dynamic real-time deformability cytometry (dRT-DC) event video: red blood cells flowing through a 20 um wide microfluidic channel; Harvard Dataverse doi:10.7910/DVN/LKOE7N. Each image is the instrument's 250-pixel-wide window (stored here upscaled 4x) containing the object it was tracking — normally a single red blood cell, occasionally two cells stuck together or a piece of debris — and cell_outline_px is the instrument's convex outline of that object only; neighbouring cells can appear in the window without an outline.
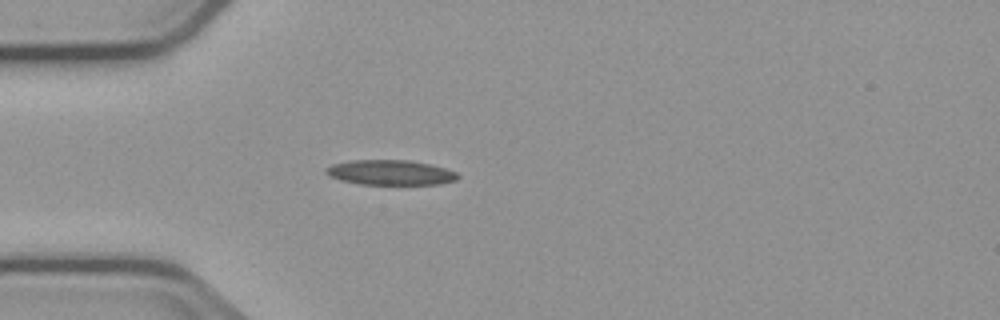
{"species": "common noctule bat (a hibernating species)", "species_latin": "Nyctalus noctula", "temperature_condition": "cold", "stored_images_in_passage": 1, "camera_frame_rate_fps": 3000, "um_per_image_px": 0.085, "animal": {"sex": "male", "body_mass_g": 23.1, "forearm_length_mm": 52.7}, "frame": {"image": 1, "passage_image": 1, "time_ms": 0.0, "image_size_px": [1000, 320], "cell_outline_px": [[460, 176], [456, 180], [440, 184], [360, 184], [340, 180], [328, 176], [324, 172], [324, 168], [332, 164], [352, 160], [408, 160], [428, 164], [444, 168], [456, 172]], "centroid_in_image_um": [33.14, 14.66], "position_along_channel_um": 51.9, "area_um2": 19.19}}